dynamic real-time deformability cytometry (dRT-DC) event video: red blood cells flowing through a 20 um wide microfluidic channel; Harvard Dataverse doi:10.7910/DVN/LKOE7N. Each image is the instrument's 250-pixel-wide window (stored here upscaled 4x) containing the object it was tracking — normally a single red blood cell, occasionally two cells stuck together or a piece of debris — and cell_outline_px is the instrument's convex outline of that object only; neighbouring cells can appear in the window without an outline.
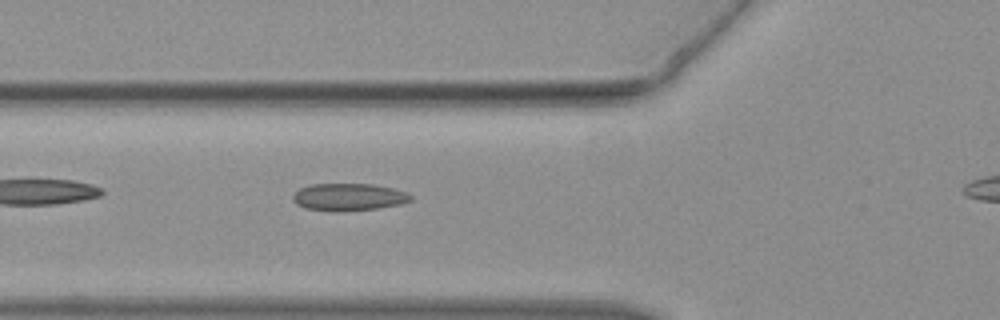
{"species": "common noctule bat (a hibernating species)", "species_latin": "Nyctalus noctula", "temperature_condition": "warm", "stored_images_in_passage": 27, "camera_frame_rate_fps": 3000, "um_per_image_px": 0.085, "animal": {"sex": "female", "body_mass_g": 19.3, "forearm_length_mm": 54.1}, "frame": {"image": 1, "passage_image": 3, "time_ms": 0.667, "image_size_px": [1000, 320], "cell_outline_px": [[412, 200], [400, 204], [376, 208], [336, 212], [304, 208], [296, 204], [292, 200], [292, 196], [300, 188], [308, 184], [372, 184], [392, 188], [408, 192], [412, 196]], "centroid_in_image_um": [29.61, 16.74], "position_along_channel_um": 96.2, "area_um2": 18.84}}
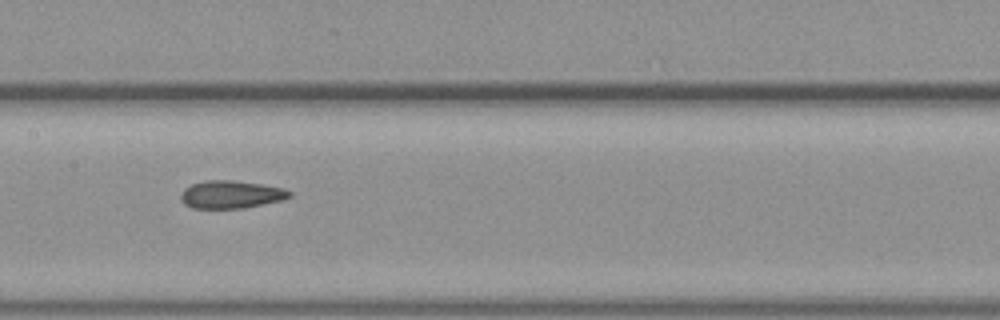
{"frame": {"image": 2, "passage_image": 9, "time_ms": 2.667, "image_size_px": [1000, 320], "cell_outline_px": [[292, 196], [284, 200], [244, 208], [192, 208], [184, 204], [180, 200], [180, 196], [184, 188], [192, 184], [204, 180], [232, 180], [260, 184], [284, 188], [292, 192]], "centroid_in_image_um": [19.64, 16.53], "position_along_channel_um": 187.8, "area_um2": 17.74}}
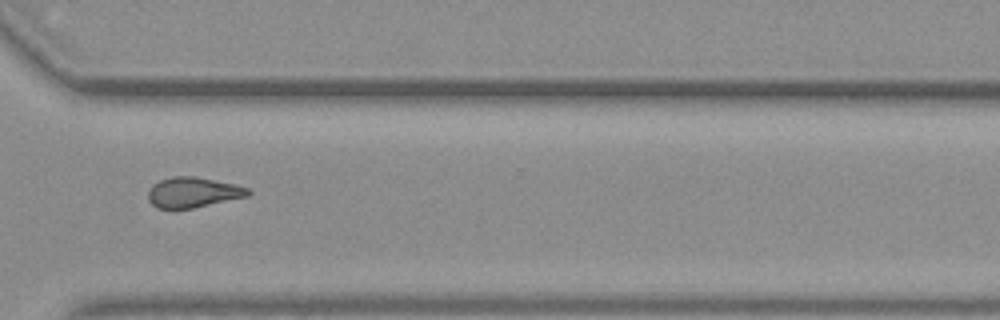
{"frame": {"image": 3, "passage_image": 20, "time_ms": 6.333, "image_size_px": [1000, 320], "cell_outline_px": [[252, 192], [248, 196], [192, 208], [156, 208], [148, 200], [148, 192], [152, 184], [160, 180], [172, 176], [196, 176], [236, 184], [248, 188]], "centroid_in_image_um": [16.4, 16.33], "position_along_channel_um": 354.2, "area_um2": 17.69}}